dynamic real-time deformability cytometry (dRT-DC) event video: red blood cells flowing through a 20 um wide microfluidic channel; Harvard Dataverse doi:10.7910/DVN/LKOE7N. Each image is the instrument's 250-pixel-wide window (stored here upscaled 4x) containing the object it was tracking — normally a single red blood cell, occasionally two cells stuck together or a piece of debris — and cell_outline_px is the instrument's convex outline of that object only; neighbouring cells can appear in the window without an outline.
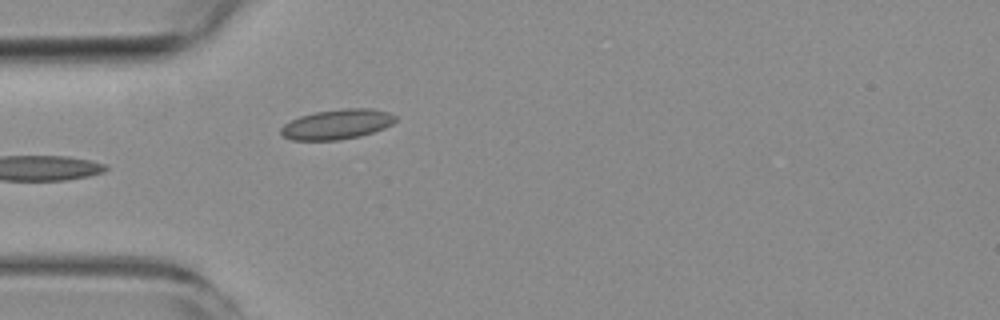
{"species": "common noctule bat (a hibernating species)", "species_latin": "Nyctalus noctula", "temperature_condition": "room temperature", "stored_images_in_passage": 5, "camera_frame_rate_fps": 3000, "um_per_image_px": 0.085, "animal": {"sex": "female", "body_mass_g": 19.3, "forearm_length_mm": 54.1}, "frame": {"image": 1, "passage_image": 5, "time_ms": 5.333, "image_size_px": [1000, 320], "cell_outline_px": [[396, 120], [392, 124], [384, 128], [360, 136], [340, 140], [292, 140], [284, 136], [280, 132], [280, 128], [284, 124], [300, 116], [316, 112], [344, 108], [372, 108], [388, 112], [396, 116]], "centroid_in_image_um": [28.66, 10.56], "position_along_channel_um": 56.3, "area_um2": 19.94}}